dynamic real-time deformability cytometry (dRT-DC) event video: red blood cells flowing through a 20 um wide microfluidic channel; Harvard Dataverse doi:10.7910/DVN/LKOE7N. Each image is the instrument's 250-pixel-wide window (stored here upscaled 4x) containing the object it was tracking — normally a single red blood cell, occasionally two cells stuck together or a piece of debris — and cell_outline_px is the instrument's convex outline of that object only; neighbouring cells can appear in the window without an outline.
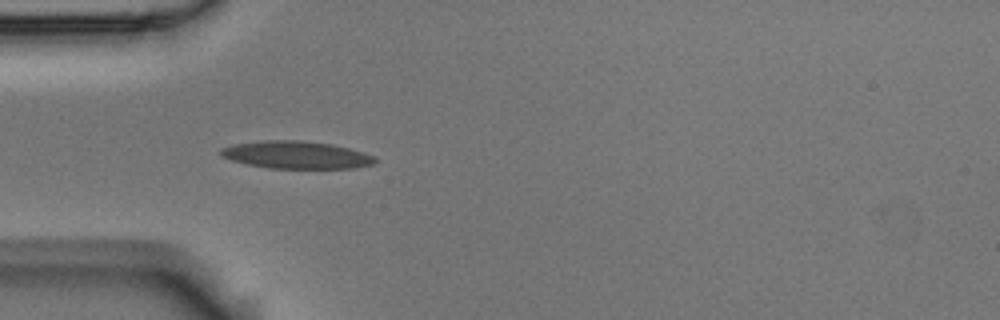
{"species": "Egyptian fruit bat (a non-hibernating species)", "species_latin": "Rousettus aegyptiacus", "temperature_condition": "room temperature", "stored_images_in_passage": 6, "camera_frame_rate_fps": 3000, "um_per_image_px": 0.085, "animal": {"sex": "male"}, "frame": {"image": 1, "passage_image": 3, "time_ms": 0.667, "image_size_px": [1000, 320], "cell_outline_px": [[376, 160], [372, 164], [356, 168], [268, 168], [248, 164], [232, 160], [220, 156], [220, 148], [232, 144], [264, 140], [300, 140], [332, 144], [364, 152], [376, 156]], "centroid_in_image_um": [25.17, 13.16], "position_along_channel_um": 59.8, "area_um2": 24.8}}
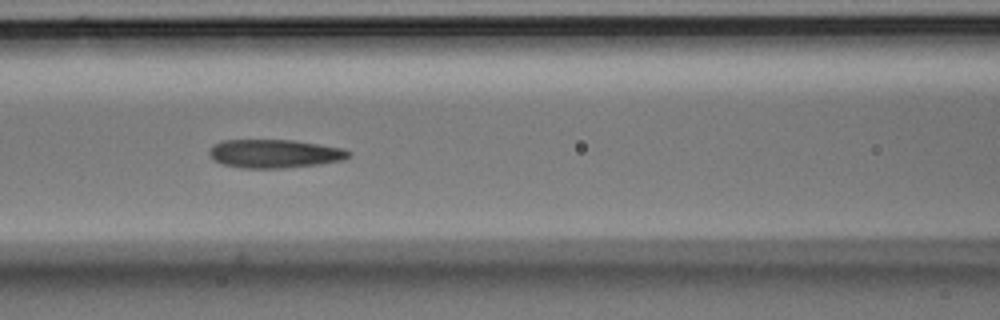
{"frame": {"image": 2, "passage_image": 5, "time_ms": 1.333, "image_size_px": [1000, 320], "cell_outline_px": [[352, 152], [344, 160], [320, 164], [284, 168], [240, 168], [224, 164], [216, 160], [208, 152], [216, 144], [224, 140], [296, 140], [344, 148]], "centroid_in_image_um": [23.41, 13.06], "position_along_channel_um": 143.2, "area_um2": 23.06}}
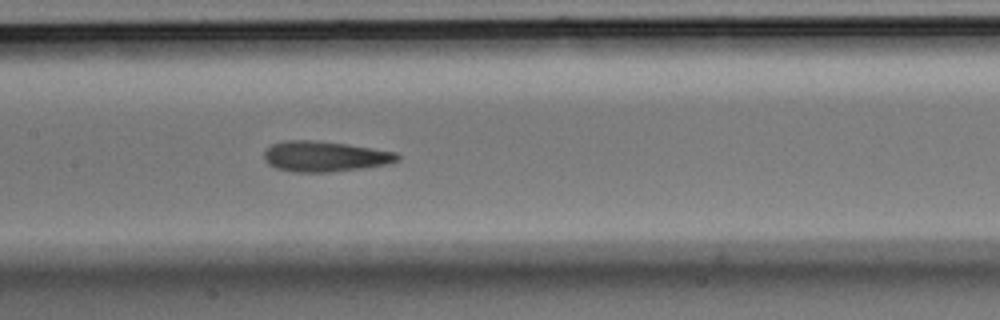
{"frame": {"image": 3, "passage_image": 6, "time_ms": 1.667, "image_size_px": [1000, 320], "cell_outline_px": [[400, 160], [392, 164], [364, 168], [332, 172], [292, 172], [276, 168], [268, 164], [264, 160], [264, 152], [272, 144], [284, 140], [312, 140], [348, 144], [396, 152], [400, 156]], "centroid_in_image_um": [27.64, 13.3], "position_along_channel_um": 179.8, "area_um2": 23.99}}